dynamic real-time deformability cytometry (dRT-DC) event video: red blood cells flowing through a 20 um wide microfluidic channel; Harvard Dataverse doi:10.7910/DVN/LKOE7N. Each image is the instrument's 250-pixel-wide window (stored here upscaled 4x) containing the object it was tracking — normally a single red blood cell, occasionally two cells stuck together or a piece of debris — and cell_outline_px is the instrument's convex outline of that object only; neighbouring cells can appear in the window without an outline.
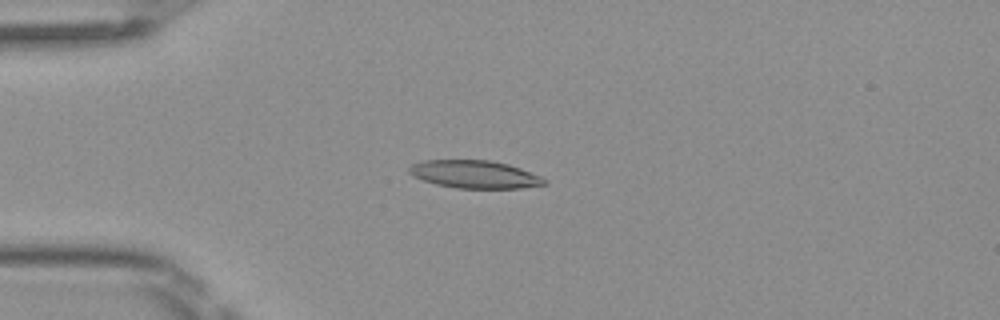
{"species": "Egyptian fruit bat (a non-hibernating species)", "species_latin": "Rousettus aegyptiacus", "temperature_condition": "room temperature", "stored_images_in_passage": 49, "camera_frame_rate_fps": 3000, "um_per_image_px": 0.085, "frame": {"image": 1, "passage_image": 12, "time_ms": 3.667, "image_size_px": [1000, 320], "cell_outline_px": [[548, 184], [520, 188], [456, 188], [436, 184], [412, 176], [408, 172], [408, 168], [412, 164], [424, 160], [488, 160], [508, 164], [520, 168], [540, 176], [548, 180]], "centroid_in_image_um": [40.35, 14.82], "position_along_channel_um": 44.7, "area_um2": 21.91}}
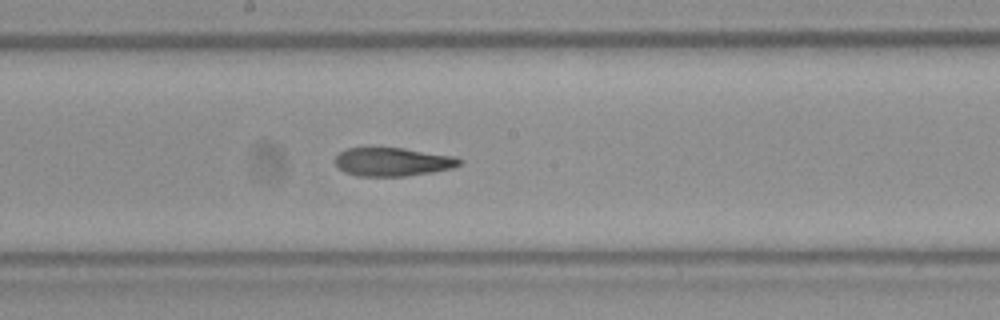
{"frame": {"image": 2, "passage_image": 26, "time_ms": 8.333, "image_size_px": [1000, 320], "cell_outline_px": [[464, 160], [460, 164], [452, 168], [432, 172], [408, 176], [360, 176], [344, 172], [336, 164], [336, 156], [344, 148], [404, 148], [456, 156]], "centroid_in_image_um": [33.42, 13.75], "position_along_channel_um": 214.8, "area_um2": 20.69}}
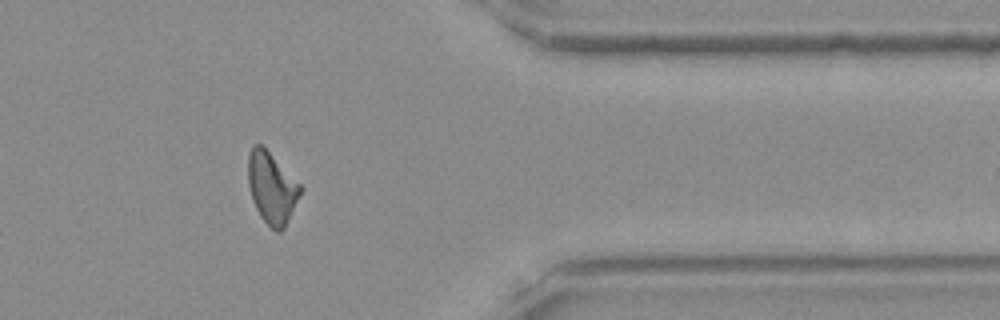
{"frame": {"image": 3, "passage_image": 40, "time_ms": 13.0, "image_size_px": [1000, 320], "cell_outline_px": [[304, 188], [284, 228], [280, 232], [276, 232], [260, 216], [252, 200], [248, 184], [248, 152], [252, 144], [260, 144]], "centroid_in_image_um": [23.09, 15.98], "position_along_channel_um": 388.3, "area_um2": 21.5}, "authors_computed_cell_mechanics": {"area_um2": 21.6172, "velocity_mm_per_s": 4.0878, "shape_relaxation_time_tau1_ms": null, "shape_relaxation_time_tau2_ms": 4.5341, "deformation_change_tau1": null, "deformation_change_tau2": 0.127}}